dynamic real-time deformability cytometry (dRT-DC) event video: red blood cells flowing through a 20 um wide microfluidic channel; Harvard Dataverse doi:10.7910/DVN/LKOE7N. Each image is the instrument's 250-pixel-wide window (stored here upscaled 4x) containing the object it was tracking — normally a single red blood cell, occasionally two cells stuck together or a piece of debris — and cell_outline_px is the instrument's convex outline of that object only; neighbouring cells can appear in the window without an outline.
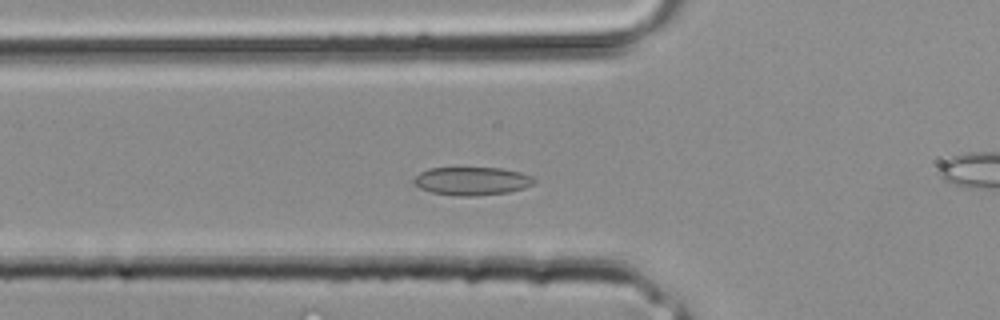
{"species": "common noctule bat (a hibernating species)", "species_latin": "Nyctalus noctula", "temperature_condition": "room temperature", "stored_images_in_passage": 30, "camera_frame_rate_fps": 3000, "um_per_image_px": 0.085, "animal": {"sex": "male", "body_mass_g": 20.4}, "frame": {"image": 1, "passage_image": 8, "time_ms": 2.333, "image_size_px": [1000, 320], "cell_outline_px": [[536, 180], [532, 184], [524, 188], [508, 192], [472, 196], [456, 196], [432, 192], [420, 188], [412, 184], [412, 180], [420, 172], [428, 168], [504, 168], [520, 172], [532, 176]], "centroid_in_image_um": [40.09, 15.38], "position_along_channel_um": 85.7, "area_um2": 19.83}}
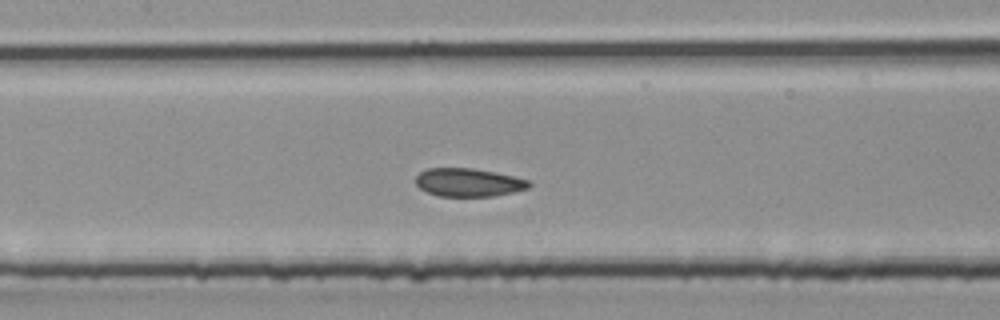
{"frame": {"image": 2, "passage_image": 12, "time_ms": 3.667, "image_size_px": [1000, 320], "cell_outline_px": [[532, 184], [528, 188], [496, 196], [440, 196], [428, 192], [420, 188], [416, 184], [416, 176], [420, 172], [428, 168], [472, 168], [512, 176], [528, 180]], "centroid_in_image_um": [39.81, 15.51], "position_along_channel_um": 167.6, "area_um2": 18.44}}
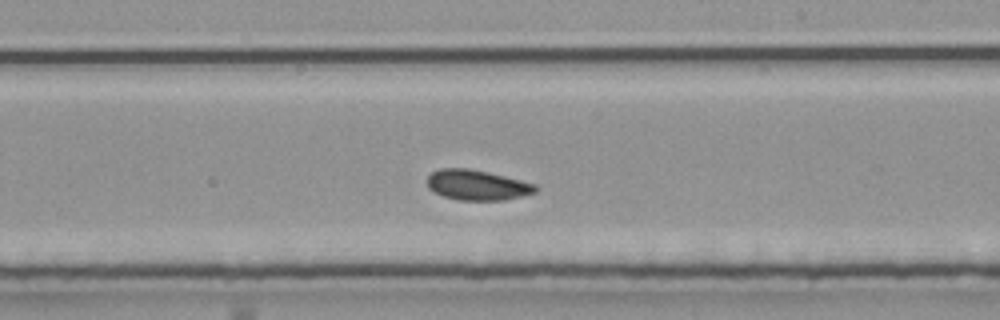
{"frame": {"image": 3, "passage_image": 16, "time_ms": 5.0, "image_size_px": [1000, 320], "cell_outline_px": [[536, 192], [504, 200], [460, 200], [444, 196], [428, 188], [428, 176], [432, 172], [440, 168], [468, 168], [488, 172], [536, 184]], "centroid_in_image_um": [40.54, 15.72], "position_along_channel_um": 248.5, "area_um2": 18.84}}